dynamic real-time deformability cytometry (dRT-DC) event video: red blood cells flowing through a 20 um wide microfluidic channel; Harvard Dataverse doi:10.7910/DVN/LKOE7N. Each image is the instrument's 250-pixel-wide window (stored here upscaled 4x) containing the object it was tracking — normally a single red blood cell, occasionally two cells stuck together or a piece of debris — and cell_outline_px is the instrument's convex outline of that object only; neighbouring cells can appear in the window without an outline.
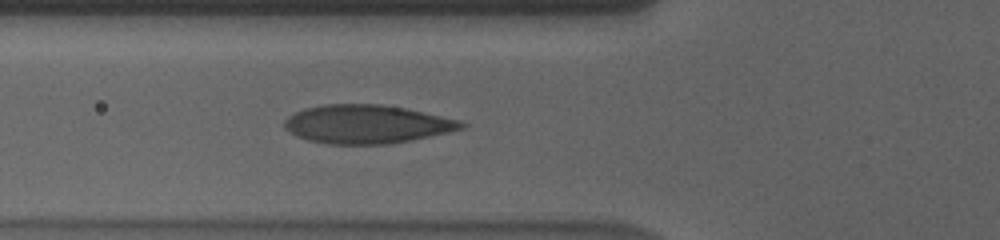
{"species": "human", "species_latin": "Homo sapiens", "temperature_condition": "cold", "stored_images_in_passage": 41, "camera_frame_rate_fps": 3000, "um_per_image_px": 0.085, "donor": {"sex": "male"}, "frame": {"image": 1, "passage_image": 8, "time_ms": 2.333, "image_size_px": [1000, 240], "cell_outline_px": [[468, 124], [464, 128], [448, 132], [412, 140], [392, 144], [328, 144], [308, 140], [296, 136], [288, 132], [284, 128], [284, 120], [288, 116], [304, 108], [324, 104], [384, 104], [404, 108], [460, 120]], "centroid_in_image_um": [31.15, 10.56], "position_along_channel_um": 94.6, "area_um2": 39.88}}
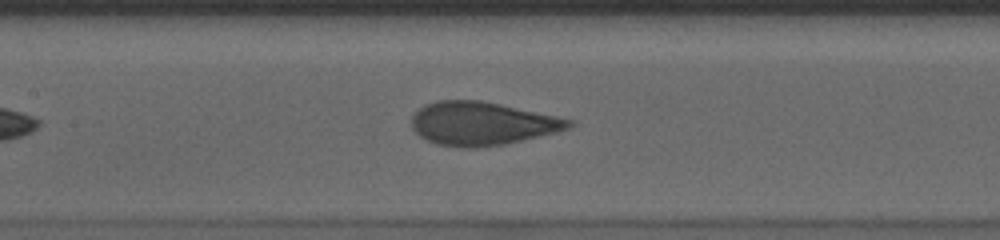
{"frame": {"image": 2, "passage_image": 14, "time_ms": 4.333, "image_size_px": [1000, 240], "cell_outline_px": [[576, 124], [568, 128], [556, 132], [540, 136], [504, 144], [476, 148], [460, 148], [436, 144], [424, 140], [412, 128], [412, 116], [424, 104], [436, 100], [480, 100], [500, 104], [556, 116], [572, 120]], "centroid_in_image_um": [40.94, 10.51], "position_along_channel_um": 166.5, "area_um2": 39.77}}
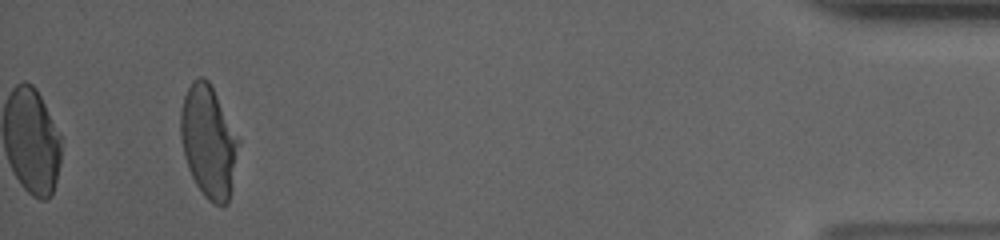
{"frame": {"image": 3, "passage_image": 41, "time_ms": 13.333, "image_size_px": [1000, 240], "cell_outline_px": [[240, 140], [232, 188], [228, 204], [212, 204], [204, 196], [196, 184], [188, 168], [184, 156], [180, 136], [180, 108], [184, 96], [192, 80], [200, 76], [204, 76], [208, 80]], "centroid_in_image_um": [17.72, 12.04], "position_along_channel_um": 417.5, "area_um2": 37.92}, "authors_computed_cell_mechanics": {"area_um2": 39.4774, "velocity_mm_per_s": 3.5749, "shape_relaxation_time_tau1_ms": 5.1084, "shape_relaxation_time_tau2_ms": null, "deformation_change_tau1": 0.1886, "deformation_change_tau2": null}}